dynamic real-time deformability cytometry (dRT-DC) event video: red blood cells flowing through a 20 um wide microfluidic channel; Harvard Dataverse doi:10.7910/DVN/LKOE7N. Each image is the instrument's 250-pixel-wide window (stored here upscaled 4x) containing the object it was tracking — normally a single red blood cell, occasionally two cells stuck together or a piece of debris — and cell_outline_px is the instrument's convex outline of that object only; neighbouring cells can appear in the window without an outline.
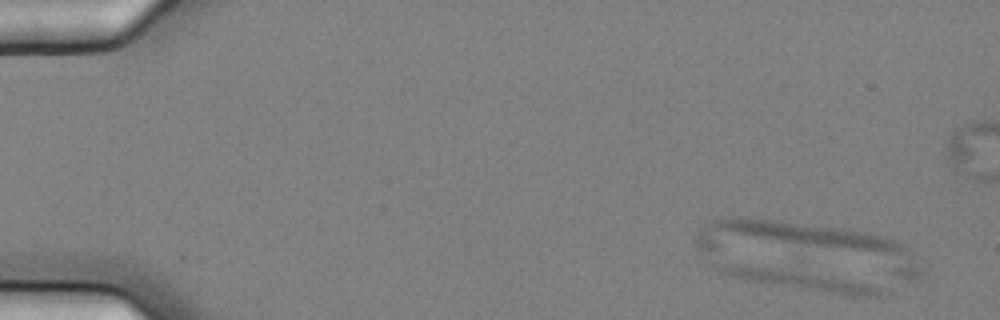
{"species": "common noctule bat (a hibernating species)", "species_latin": "Nyctalus noctula", "temperature_condition": "cold", "stored_images_in_passage": 6, "camera_frame_rate_fps": 3000, "um_per_image_px": 0.085, "animal": {"sex": "female", "body_mass_g": 25.1}, "frame": {"image": 1, "passage_image": 1, "time_ms": 0.0, "image_size_px": [1000, 320], "cell_outline_px": [[884, 292], [876, 296], [848, 296], [736, 276], [720, 272], [716, 268], [728, 264], [800, 260], [880, 288]], "centroid_in_image_um": [68.16, 23.56], "position_along_channel_um": 16.8, "area_um2": 21.68}}